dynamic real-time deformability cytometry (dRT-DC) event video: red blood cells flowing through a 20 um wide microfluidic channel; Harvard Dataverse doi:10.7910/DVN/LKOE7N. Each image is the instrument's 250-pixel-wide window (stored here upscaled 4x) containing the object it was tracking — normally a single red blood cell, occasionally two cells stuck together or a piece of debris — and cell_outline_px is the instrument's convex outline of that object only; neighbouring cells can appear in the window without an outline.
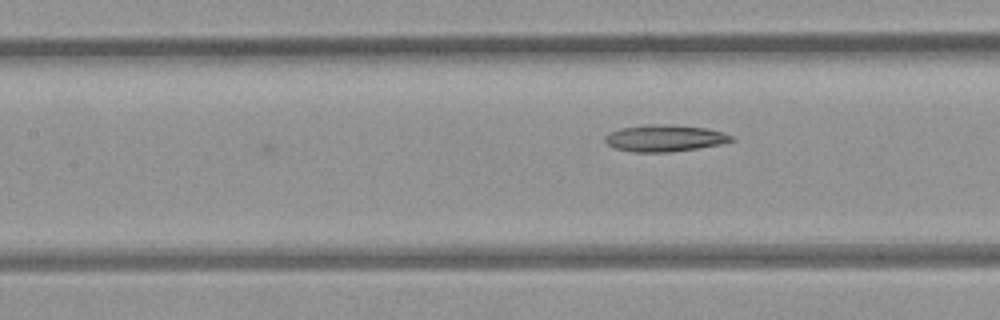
{"species": "common noctule bat (a hibernating species)", "species_latin": "Nyctalus noctula", "temperature_condition": "room temperature", "stored_images_in_passage": 8, "camera_frame_rate_fps": 3000, "um_per_image_px": 0.085, "animal": {"sex": "female", "body_mass_g": 21.9}, "frame": {"image": 1, "passage_image": 8, "time_ms": 2.333, "image_size_px": [1000, 320], "cell_outline_px": [[736, 140], [720, 144], [672, 152], [632, 152], [616, 148], [608, 144], [604, 140], [604, 136], [620, 128], [644, 124], [672, 124], [708, 128], [732, 136]], "centroid_in_image_um": [56.49, 11.73], "position_along_channel_um": 150.9, "area_um2": 19.71}}